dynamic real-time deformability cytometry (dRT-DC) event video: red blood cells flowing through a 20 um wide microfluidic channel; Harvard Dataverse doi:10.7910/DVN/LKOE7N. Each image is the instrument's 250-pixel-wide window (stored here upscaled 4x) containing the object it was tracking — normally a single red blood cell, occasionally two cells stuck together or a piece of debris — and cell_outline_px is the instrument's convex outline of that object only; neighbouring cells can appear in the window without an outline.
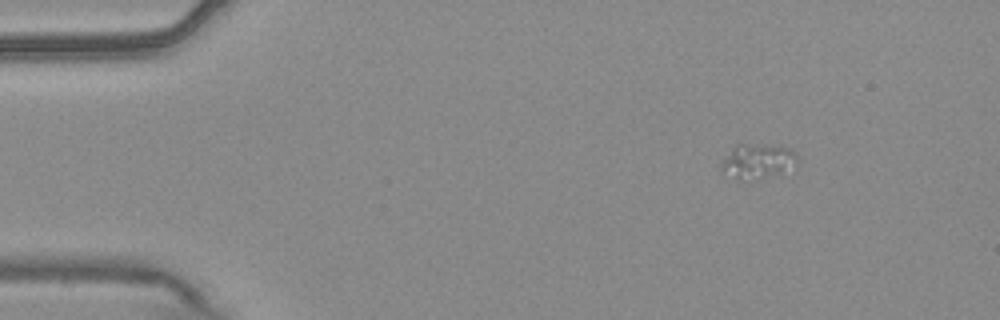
{"species": "common noctule bat (a hibernating species)", "species_latin": "Nyctalus noctula", "temperature_condition": "warm", "stored_images_in_passage": 34, "camera_frame_rate_fps": 3000, "um_per_image_px": 0.085, "animal": {"sex": "male", "body_mass_g": 20.4}, "frame": {"image": 1, "passage_image": 1, "time_ms": 0.0, "image_size_px": [1000, 320], "cell_outline_px": [[796, 164], [780, 172], [756, 180], [740, 180], [720, 172], [720, 164], [736, 144], [744, 144], [788, 148], [796, 156]], "centroid_in_image_um": [64.3, 13.74], "position_along_channel_um": 20.7, "area_um2": 14.85}}
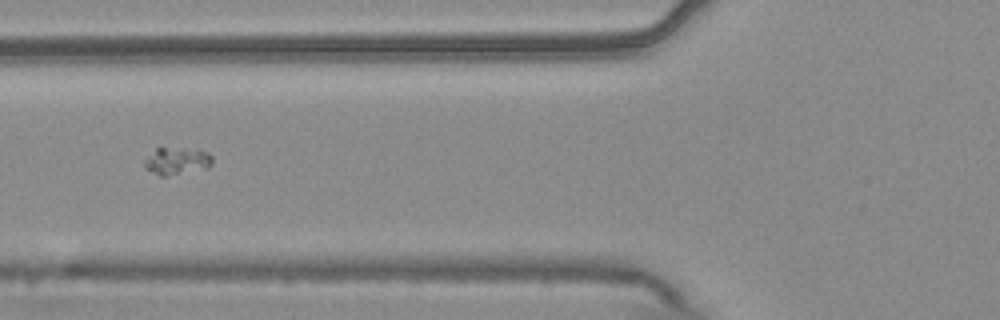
{"frame": {"image": 2, "passage_image": 15, "time_ms": 4.667, "image_size_px": [1000, 320], "cell_outline_px": [[212, 164], [208, 168], [164, 176], [160, 176], [144, 168], [144, 160], [156, 148], [184, 148], [208, 152], [212, 156]], "centroid_in_image_um": [15.03, 13.68], "position_along_channel_um": 110.8, "area_um2": 10.69}}
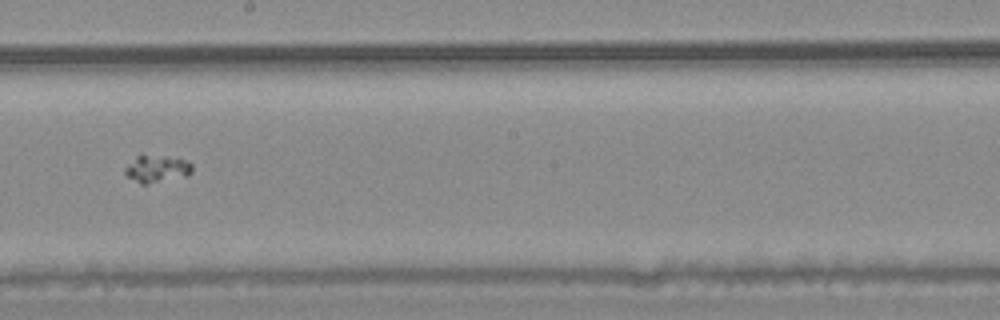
{"frame": {"image": 3, "passage_image": 25, "time_ms": 8.0, "image_size_px": [1000, 320], "cell_outline_px": [[192, 172], [188, 176], [144, 184], [140, 184], [128, 176], [124, 172], [124, 168], [136, 156], [164, 156], [188, 160], [192, 164]], "centroid_in_image_um": [13.36, 14.35], "position_along_channel_um": 234.8, "area_um2": 10.52}}